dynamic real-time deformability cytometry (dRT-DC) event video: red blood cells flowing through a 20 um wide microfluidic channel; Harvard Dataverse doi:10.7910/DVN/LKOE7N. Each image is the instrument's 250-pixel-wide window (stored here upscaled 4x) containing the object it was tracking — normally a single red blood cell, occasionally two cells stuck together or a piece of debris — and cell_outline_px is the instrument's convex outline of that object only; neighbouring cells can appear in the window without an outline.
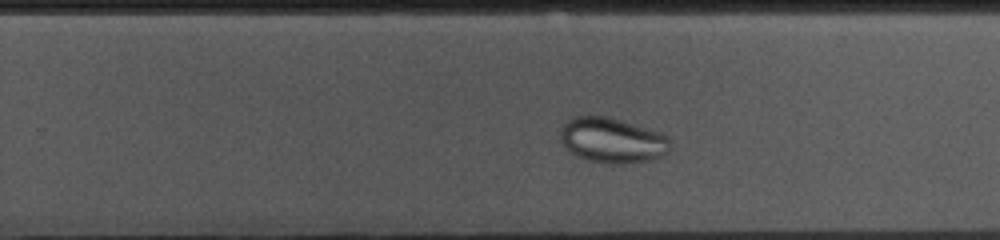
{"species": "common noctule bat (a hibernating species)", "species_latin": "Nyctalus noctula", "temperature_condition": "cold", "stored_images_in_passage": 39, "camera_frame_rate_fps": 3000, "um_per_image_px": 0.085, "animal": {"sex": "female", "body_mass_g": 10.0, "forearm_length_mm": 53.1}, "frame": {"image": 1, "passage_image": 28, "time_ms": 9.0, "image_size_px": [1000, 240], "cell_outline_px": [[672, 148], [668, 152], [660, 156], [648, 160], [620, 164], [608, 164], [588, 160], [576, 156], [560, 140], [560, 128], [568, 120], [576, 116], [612, 116], [660, 132], [668, 136], [672, 140]], "centroid_in_image_um": [52.08, 11.91], "position_along_channel_um": 277.7, "area_um2": 29.25}}